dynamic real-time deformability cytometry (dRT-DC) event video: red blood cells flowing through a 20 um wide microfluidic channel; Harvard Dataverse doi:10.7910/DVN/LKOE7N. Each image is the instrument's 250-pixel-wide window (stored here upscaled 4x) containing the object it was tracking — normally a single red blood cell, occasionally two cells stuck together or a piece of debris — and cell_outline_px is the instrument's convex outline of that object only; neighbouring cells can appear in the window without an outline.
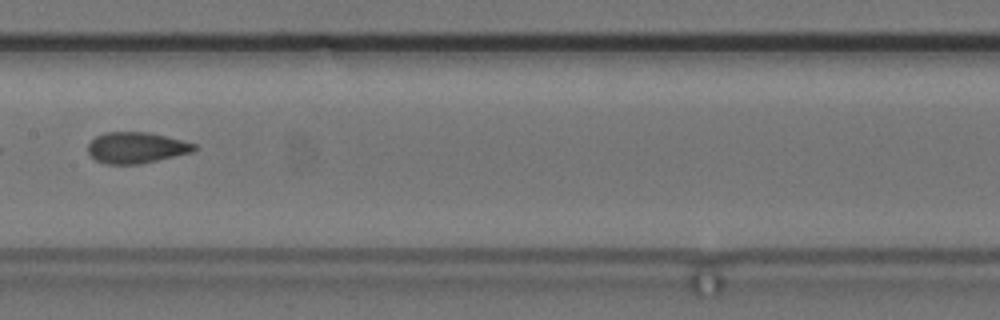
{"species": "common noctule bat (a hibernating species)", "species_latin": "Nyctalus noctula", "temperature_condition": "cold", "stored_images_in_passage": 5, "camera_frame_rate_fps": 3000, "um_per_image_px": 0.085, "animal": {"sex": "female", "body_mass_g": 24.6, "forearm_length_mm": 56.2}, "frame": {"image": 1, "passage_image": 5, "time_ms": 4.667, "image_size_px": [1000, 320], "cell_outline_px": [[196, 148], [192, 152], [140, 164], [108, 164], [96, 160], [88, 152], [88, 144], [96, 136], [104, 132], [148, 132], [196, 144]], "centroid_in_image_um": [11.56, 12.55], "position_along_channel_um": 195.8, "area_um2": 19.02}}